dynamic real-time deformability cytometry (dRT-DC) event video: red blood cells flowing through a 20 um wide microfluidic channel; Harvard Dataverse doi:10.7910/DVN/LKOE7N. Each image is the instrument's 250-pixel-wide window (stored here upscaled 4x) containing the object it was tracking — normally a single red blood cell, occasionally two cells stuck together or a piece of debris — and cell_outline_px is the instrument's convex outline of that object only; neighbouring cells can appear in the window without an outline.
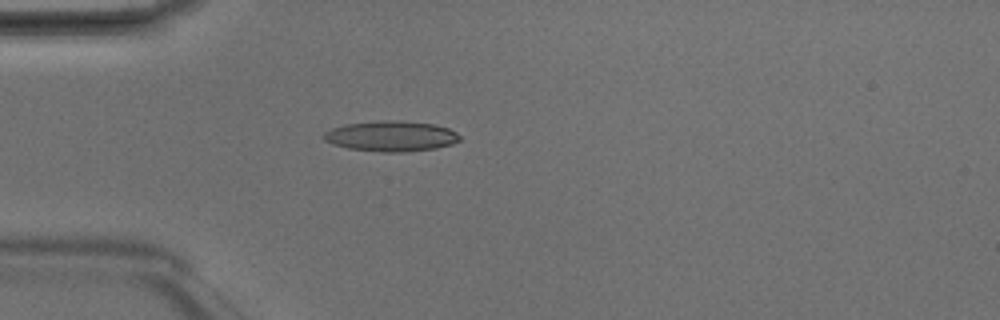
{"species": "Egyptian fruit bat (a non-hibernating species)", "species_latin": "Rousettus aegyptiacus", "temperature_condition": "room temperature", "stored_images_in_passage": 45, "camera_frame_rate_fps": 3000, "um_per_image_px": 0.085, "animal": {"sex": "male"}, "frame": {"image": 1, "passage_image": 10, "time_ms": 3.0, "image_size_px": [1000, 320], "cell_outline_px": [[460, 140], [452, 144], [436, 148], [404, 152], [380, 152], [348, 148], [332, 144], [324, 140], [320, 136], [324, 132], [332, 128], [344, 124], [380, 120], [392, 120], [436, 124], [448, 128], [456, 132], [460, 136]], "centroid_in_image_um": [33.21, 11.57], "position_along_channel_um": 51.8, "area_um2": 24.33}}
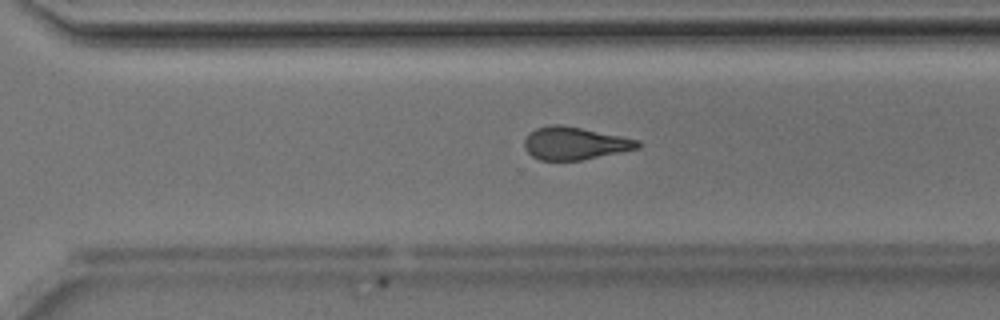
{"frame": {"image": 2, "passage_image": 30, "time_ms": 9.667, "image_size_px": [1000, 320], "cell_outline_px": [[640, 148], [580, 160], [540, 160], [532, 156], [524, 148], [524, 140], [528, 132], [536, 128], [552, 124], [560, 124], [640, 140]], "centroid_in_image_um": [48.81, 12.18], "position_along_channel_um": 321.8, "area_um2": 21.44}}
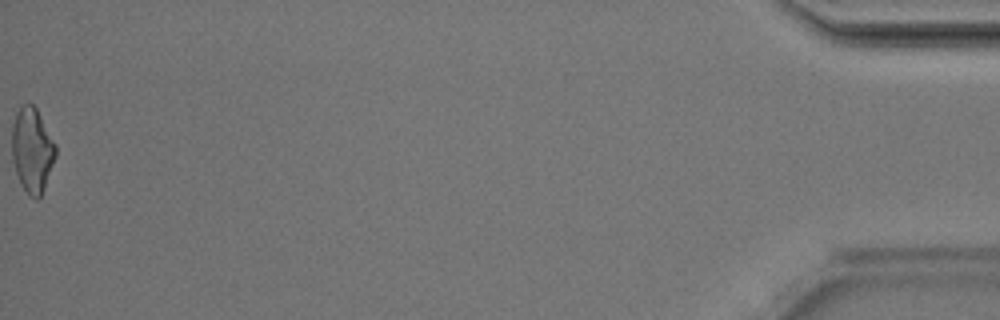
{"frame": {"image": 3, "passage_image": 45, "time_ms": 14.667, "image_size_px": [1000, 320], "cell_outline_px": [[56, 156], [44, 188], [40, 196], [36, 200], [28, 196], [20, 184], [12, 160], [12, 124], [16, 112], [20, 104], [32, 104], [36, 108], [56, 144]], "centroid_in_image_um": [2.72, 12.76], "position_along_channel_um": 432.5, "area_um2": 21.73}, "authors_computed_cell_mechanics": {"area_um2": 21.964, "velocity_mm_per_s": 4.208, "shape_relaxation_time_tau1_ms": null, "shape_relaxation_time_tau2_ms": 2.8456, "deformation_change_tau1": null, "deformation_change_tau2": 0.1171}}